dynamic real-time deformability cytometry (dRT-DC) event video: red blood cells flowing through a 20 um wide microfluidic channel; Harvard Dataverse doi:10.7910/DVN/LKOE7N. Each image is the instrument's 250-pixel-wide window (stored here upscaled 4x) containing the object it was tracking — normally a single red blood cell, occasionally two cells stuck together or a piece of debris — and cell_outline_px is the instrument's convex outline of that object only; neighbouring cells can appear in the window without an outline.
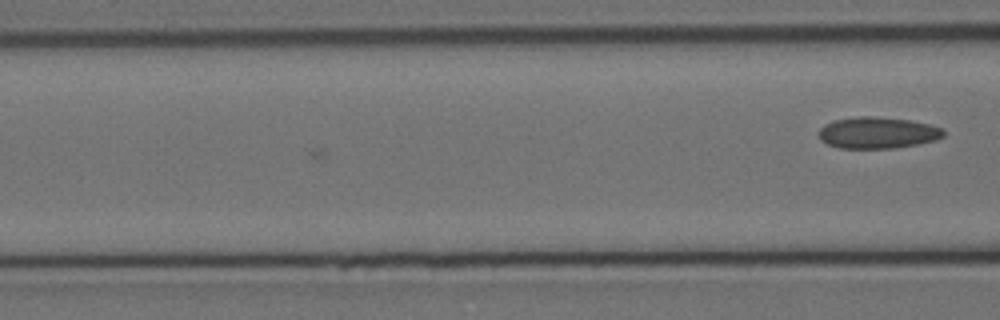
{"species": "Egyptian fruit bat (a non-hibernating species)", "species_latin": "Rousettus aegyptiacus", "temperature_condition": "cold", "stored_images_in_passage": 7, "camera_frame_rate_fps": 3000, "um_per_image_px": 0.085, "animal": {"sex": "female"}, "frame": {"image": 1, "passage_image": 7, "time_ms": 8.667, "image_size_px": [1000, 320], "cell_outline_px": [[944, 136], [936, 140], [920, 144], [892, 148], [840, 148], [828, 144], [820, 140], [820, 128], [824, 124], [832, 120], [860, 116], [872, 116], [908, 120], [928, 124], [944, 128]], "centroid_in_image_um": [74.6, 11.28], "position_along_channel_um": 92.0, "area_um2": 22.89}}